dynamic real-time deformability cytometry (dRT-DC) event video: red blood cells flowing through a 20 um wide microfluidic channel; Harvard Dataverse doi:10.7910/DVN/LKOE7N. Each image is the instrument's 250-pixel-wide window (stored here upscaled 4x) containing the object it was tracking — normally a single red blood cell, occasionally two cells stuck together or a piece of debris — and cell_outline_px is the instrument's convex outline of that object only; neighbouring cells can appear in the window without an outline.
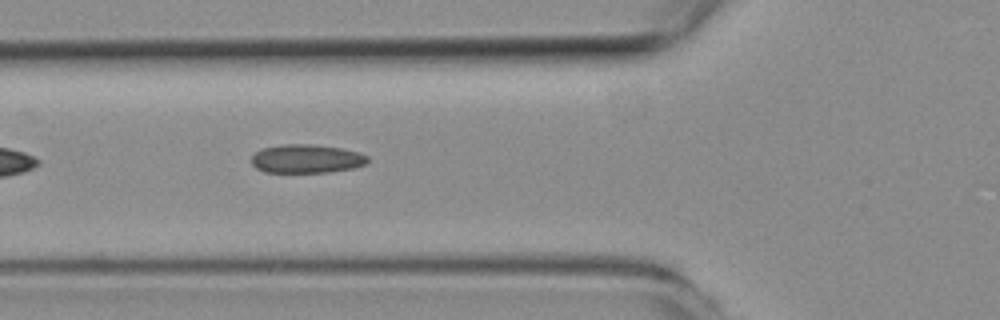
{"species": "common noctule bat (a hibernating species)", "species_latin": "Nyctalus noctula", "temperature_condition": "room temperature", "stored_images_in_passage": 16, "camera_frame_rate_fps": 3000, "um_per_image_px": 0.085, "animal": {"sex": "female", "body_mass_g": 19.3, "forearm_length_mm": 54.1}, "frame": {"image": 1, "passage_image": 7, "time_ms": 2.0, "image_size_px": [1000, 320], "cell_outline_px": [[368, 164], [352, 168], [328, 172], [264, 172], [256, 168], [252, 164], [252, 156], [256, 152], [264, 148], [284, 144], [312, 144], [340, 148], [360, 152], [368, 156]], "centroid_in_image_um": [26.08, 13.49], "position_along_channel_um": 99.7, "area_um2": 19.36}}
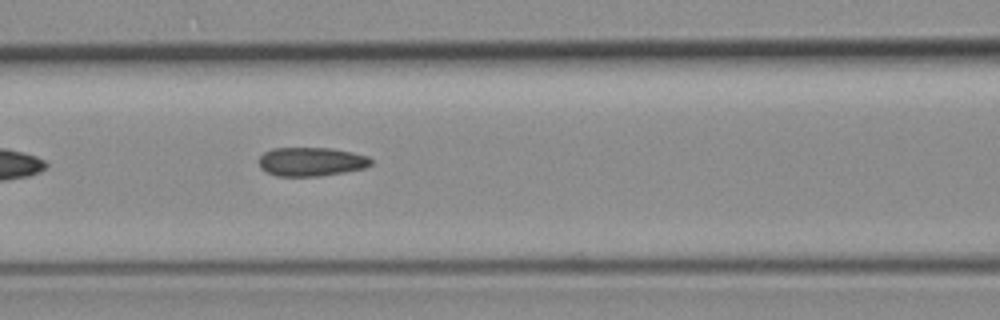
{"frame": {"image": 2, "passage_image": 10, "time_ms": 3.0, "image_size_px": [1000, 320], "cell_outline_px": [[372, 164], [364, 168], [344, 172], [320, 176], [276, 176], [260, 168], [256, 160], [264, 152], [272, 148], [332, 148], [352, 152], [368, 156], [372, 160]], "centroid_in_image_um": [26.42, 13.74], "position_along_channel_um": 140.2, "area_um2": 19.02}}
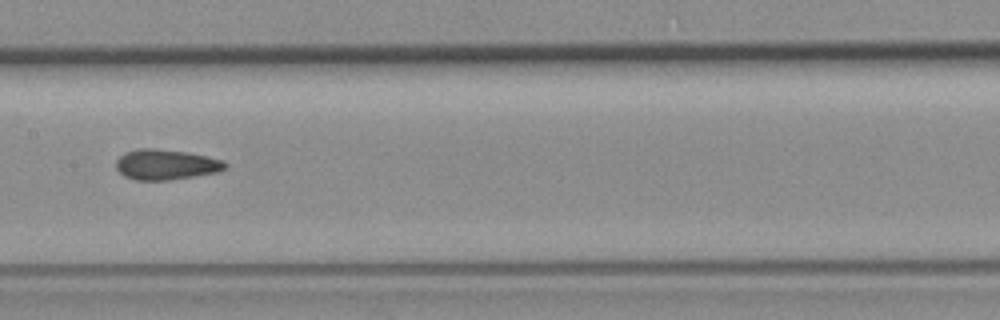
{"frame": {"image": 3, "passage_image": 14, "time_ms": 4.333, "image_size_px": [1000, 320], "cell_outline_px": [[228, 168], [220, 172], [168, 180], [136, 180], [124, 176], [116, 168], [116, 160], [124, 152], [140, 148], [152, 148], [188, 152], [224, 160], [228, 164]], "centroid_in_image_um": [14.14, 13.98], "position_along_channel_um": 193.3, "area_um2": 19.48}}